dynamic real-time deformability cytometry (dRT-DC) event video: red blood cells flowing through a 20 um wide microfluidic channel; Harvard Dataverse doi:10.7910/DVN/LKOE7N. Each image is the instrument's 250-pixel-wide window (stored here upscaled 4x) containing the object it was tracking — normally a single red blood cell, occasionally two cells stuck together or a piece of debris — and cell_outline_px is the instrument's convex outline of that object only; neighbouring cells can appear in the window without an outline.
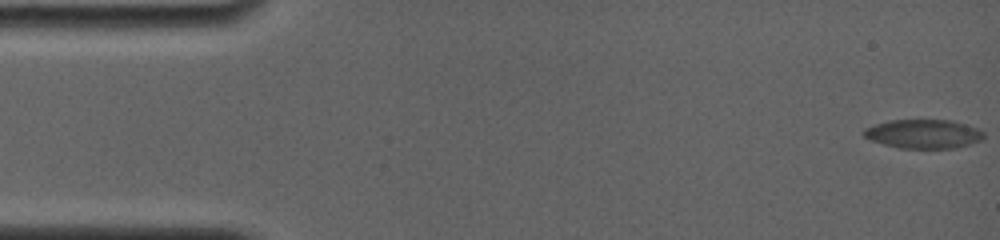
{"species": "common noctule bat (a hibernating species)", "species_latin": "Nyctalus noctula", "temperature_condition": "room temperature", "stored_images_in_passage": 17, "camera_frame_rate_fps": 4000, "um_per_image_px": 0.085, "animal": {"sex": "female", "body_mass_g": 19.0, "forearm_length_mm": 56.7}, "frame": {"image": 1, "passage_image": 1, "time_ms": 0.0, "image_size_px": [1000, 240], "cell_outline_px": [[984, 136], [980, 140], [956, 148], [900, 148], [884, 144], [872, 140], [864, 136], [860, 132], [864, 128], [888, 120], [952, 120], [968, 124], [984, 132]], "centroid_in_image_um": [78.48, 11.37], "position_along_channel_um": 6.5, "area_um2": 20.23}}
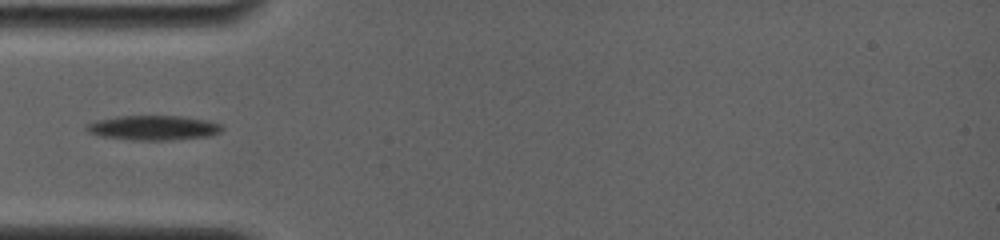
{"frame": {"image": 2, "passage_image": 15, "time_ms": 5.5, "image_size_px": [1000, 240], "cell_outline_px": [[224, 128], [220, 132], [208, 136], [172, 140], [132, 140], [104, 136], [88, 132], [84, 128], [88, 124], [100, 120], [120, 116], [180, 116], [204, 120], [220, 124]], "centroid_in_image_um": [13.06, 10.87], "position_along_channel_um": 71.9, "area_um2": 19.13}}
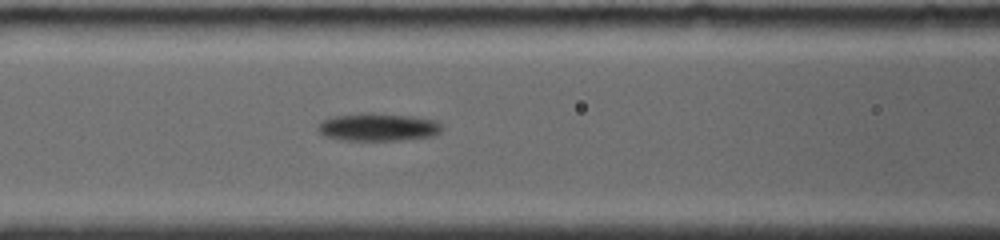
{"frame": {"image": 3, "passage_image": 17, "time_ms": 7.25, "image_size_px": [1000, 240], "cell_outline_px": [[440, 132], [432, 136], [400, 140], [344, 140], [324, 136], [320, 132], [320, 124], [324, 120], [336, 116], [412, 116], [436, 120], [440, 124]], "centroid_in_image_um": [32.2, 10.86], "position_along_channel_um": 134.4, "area_um2": 18.67}}